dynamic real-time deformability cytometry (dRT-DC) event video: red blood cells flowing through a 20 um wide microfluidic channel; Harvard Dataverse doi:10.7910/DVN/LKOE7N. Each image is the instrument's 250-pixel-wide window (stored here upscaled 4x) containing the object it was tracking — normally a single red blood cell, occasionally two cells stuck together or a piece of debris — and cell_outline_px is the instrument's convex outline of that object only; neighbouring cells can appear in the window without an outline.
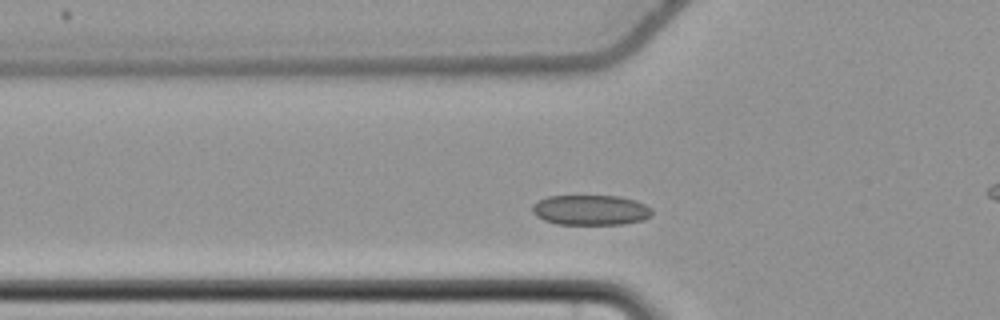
{"species": "common noctule bat (a hibernating species)", "species_latin": "Nyctalus noctula", "temperature_condition": "cold", "stored_images_in_passage": 45, "camera_frame_rate_fps": 3000, "um_per_image_px": 0.085, "animal": {"sex": "female", "body_mass_g": 22.7, "forearm_length_mm": 54.2}, "frame": {"image": 1, "passage_image": 14, "time_ms": 4.333, "image_size_px": [1000, 320], "cell_outline_px": [[652, 216], [640, 220], [620, 224], [556, 224], [544, 220], [536, 216], [532, 212], [532, 204], [548, 196], [620, 196], [636, 200], [652, 208]], "centroid_in_image_um": [50.2, 17.85], "position_along_channel_um": 75.6, "area_um2": 21.04}}
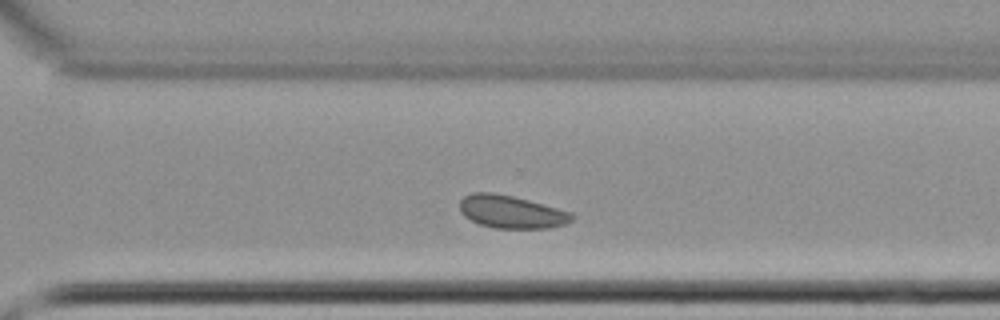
{"frame": {"image": 2, "passage_image": 35, "time_ms": 11.333, "image_size_px": [1000, 320], "cell_outline_px": [[572, 220], [564, 224], [548, 228], [496, 228], [480, 224], [464, 216], [460, 212], [460, 200], [464, 196], [472, 192], [492, 192], [512, 196], [528, 200], [572, 212]], "centroid_in_image_um": [43.43, 18.0], "position_along_channel_um": 327.2, "area_um2": 21.27}}
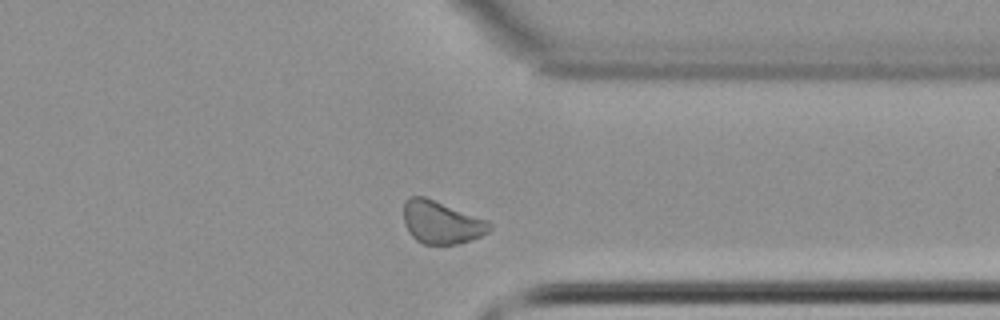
{"frame": {"image": 3, "passage_image": 39, "time_ms": 12.667, "image_size_px": [1000, 320], "cell_outline_px": [[492, 228], [488, 232], [472, 240], [456, 244], [424, 244], [416, 240], [408, 232], [404, 224], [404, 200], [408, 196], [424, 196], [488, 220], [492, 224]], "centroid_in_image_um": [37.51, 18.89], "position_along_channel_um": 373.9, "area_um2": 21.56}, "authors_computed_cell_mechanics": {"area_um2": 21.1548, "velocity_mm_per_s": 3.5998, "shape_relaxation_time_tau1_ms": null, "shape_relaxation_time_tau2_ms": 1.1805, "deformation_change_tau1": null, "deformation_change_tau2": 0.0516}}